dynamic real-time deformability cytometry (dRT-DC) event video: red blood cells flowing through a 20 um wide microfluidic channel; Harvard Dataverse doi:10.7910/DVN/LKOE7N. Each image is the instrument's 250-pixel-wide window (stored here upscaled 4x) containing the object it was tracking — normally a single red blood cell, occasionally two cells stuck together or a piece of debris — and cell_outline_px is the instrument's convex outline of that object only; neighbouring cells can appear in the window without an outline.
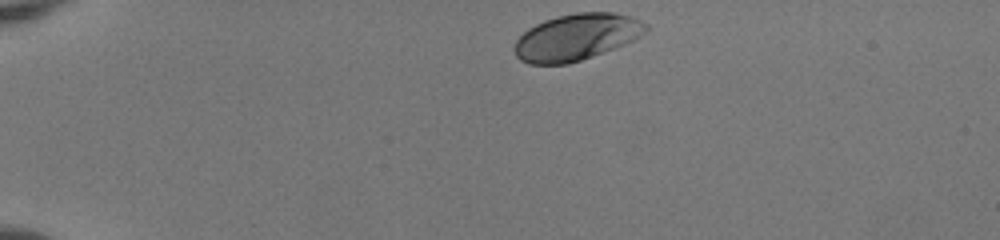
{"species": "human", "species_latin": "Homo sapiens", "temperature_condition": "room temperature", "stored_images_in_passage": 41, "camera_frame_rate_fps": 3000, "um_per_image_px": 0.085, "donor": {"sex": "female"}, "frame": {"image": 1, "passage_image": 1, "time_ms": 0.0, "image_size_px": [1000, 240], "cell_outline_px": [[648, 32], [624, 44], [592, 56], [568, 64], [528, 64], [520, 60], [516, 56], [516, 40], [528, 28], [544, 20], [556, 16], [576, 12], [616, 12], [632, 16], [648, 24]], "centroid_in_image_um": [49.03, 3.13], "position_along_channel_um": 36.0, "area_um2": 35.6}}
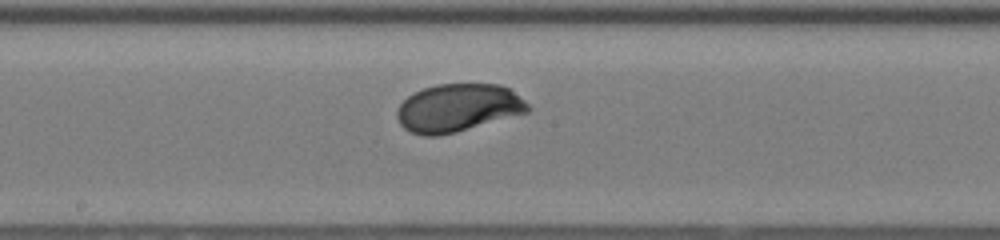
{"frame": {"image": 2, "passage_image": 20, "time_ms": 6.333, "image_size_px": [1000, 240], "cell_outline_px": [[532, 108], [528, 112], [456, 132], [436, 136], [424, 136], [412, 132], [404, 128], [400, 124], [396, 116], [396, 112], [400, 104], [408, 96], [424, 88], [436, 84], [500, 84], [508, 88], [524, 100]], "centroid_in_image_um": [38.92, 9.17], "position_along_channel_um": 209.3, "area_um2": 36.36}}
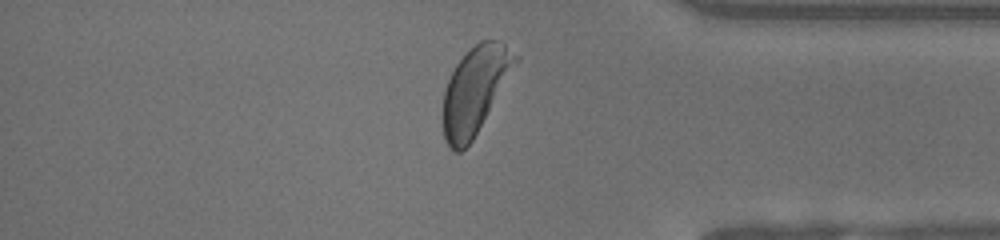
{"frame": {"image": 3, "passage_image": 35, "time_ms": 11.333, "image_size_px": [1000, 240], "cell_outline_px": [[520, 60], [472, 140], [460, 152], [456, 152], [448, 148], [444, 136], [444, 92], [448, 80], [456, 64], [480, 40], [496, 40], [504, 44], [520, 56]], "centroid_in_image_um": [40.41, 7.65], "position_along_channel_um": 394.8, "area_um2": 36.01}, "authors_computed_cell_mechanics": {"area_um2": 36.125, "velocity_mm_per_s": 3.9353, "shape_relaxation_time_tau1_ms": 1.5923, "shape_relaxation_time_tau2_ms": null, "deformation_change_tau1": 0.1218, "deformation_change_tau2": null}}